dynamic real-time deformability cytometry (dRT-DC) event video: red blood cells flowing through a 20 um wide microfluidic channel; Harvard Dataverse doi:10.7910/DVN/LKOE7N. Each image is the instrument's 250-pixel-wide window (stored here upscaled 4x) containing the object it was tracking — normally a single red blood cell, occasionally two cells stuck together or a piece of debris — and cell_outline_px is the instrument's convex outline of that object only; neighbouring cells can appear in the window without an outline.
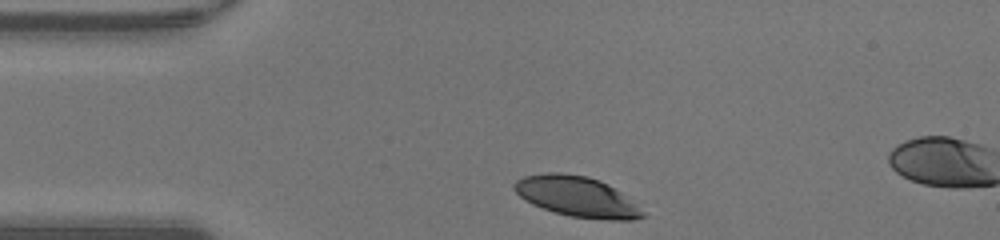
{"species": "human", "species_latin": "Homo sapiens", "temperature_condition": "warm", "stored_images_in_passage": 6, "camera_frame_rate_fps": 3000, "um_per_image_px": 0.085, "donor": {"sex": "male"}, "frame": {"image": 1, "passage_image": 1, "time_ms": 0.0, "image_size_px": [1000, 240], "cell_outline_px": [[648, 216], [632, 220], [608, 220], [572, 216], [556, 212], [532, 204], [524, 200], [512, 188], [512, 184], [516, 180], [524, 176], [548, 172], [560, 172], [588, 176], [600, 180], [608, 184], [620, 192], [644, 212]], "centroid_in_image_um": [49.01, 16.7], "position_along_channel_um": 36.0, "area_um2": 30.06}}